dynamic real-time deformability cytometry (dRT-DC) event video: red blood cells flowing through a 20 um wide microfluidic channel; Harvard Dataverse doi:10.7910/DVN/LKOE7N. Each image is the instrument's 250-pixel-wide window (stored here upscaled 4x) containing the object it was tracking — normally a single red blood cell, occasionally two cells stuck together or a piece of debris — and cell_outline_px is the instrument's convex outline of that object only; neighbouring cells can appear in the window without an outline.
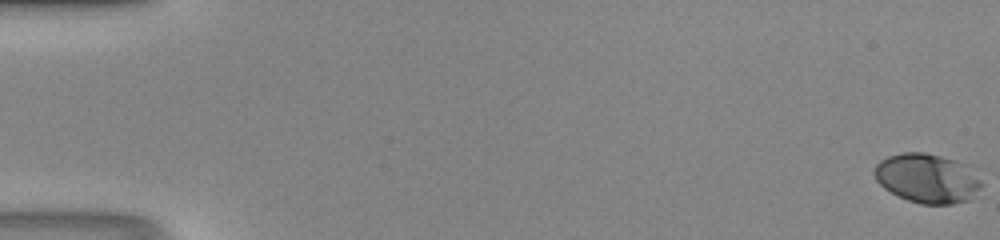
{"species": "human", "species_latin": "Homo sapiens", "temperature_condition": "room temperature", "stored_images_in_passage": 49, "camera_frame_rate_fps": 3000, "um_per_image_px": 0.085, "donor": {"sex": "male"}, "frame": {"image": 1, "passage_image": 1, "time_ms": 0.0, "image_size_px": [1000, 240], "cell_outline_px": [[980, 184], [968, 200], [952, 204], [920, 204], [908, 200], [884, 188], [876, 180], [872, 172], [876, 164], [880, 160], [888, 156], [904, 152], [924, 152], [956, 160], [964, 164], [980, 180]], "centroid_in_image_um": [78.73, 15.14], "position_along_channel_um": 6.3, "area_um2": 30.29}}
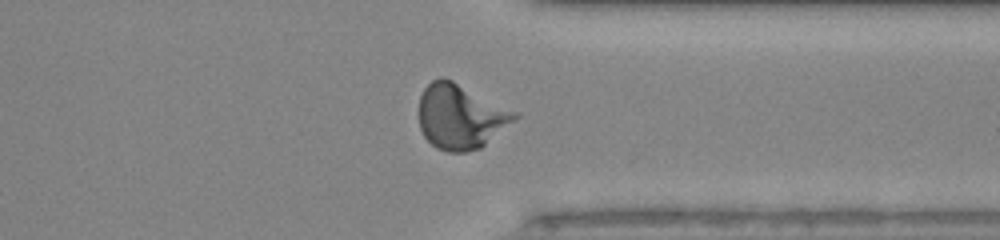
{"frame": {"image": 2, "passage_image": 39, "time_ms": 12.667, "image_size_px": [1000, 240], "cell_outline_px": [[520, 116], [480, 148], [464, 152], [448, 152], [436, 148], [424, 136], [420, 128], [420, 96], [424, 88], [432, 80], [440, 76], [444, 76], [520, 112]], "centroid_in_image_um": [39.17, 9.88], "position_along_channel_um": 372.2, "area_um2": 36.36}}
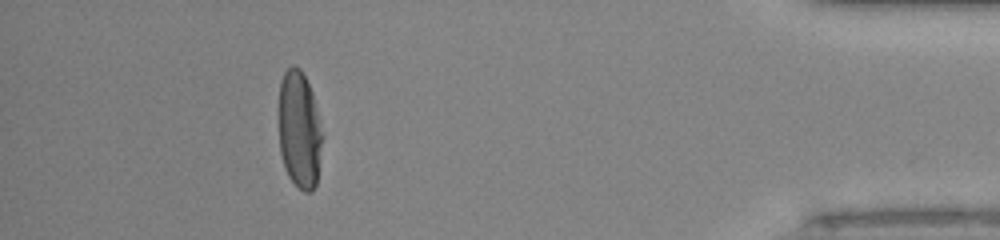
{"frame": {"image": 3, "passage_image": 45, "time_ms": 14.667, "image_size_px": [1000, 240], "cell_outline_px": [[324, 136], [316, 184], [312, 192], [304, 192], [288, 176], [284, 168], [280, 152], [280, 80], [284, 72], [292, 64], [300, 68], [312, 92], [324, 132]], "centroid_in_image_um": [25.48, 11.04], "position_along_channel_um": 409.7, "area_um2": 30.06}}